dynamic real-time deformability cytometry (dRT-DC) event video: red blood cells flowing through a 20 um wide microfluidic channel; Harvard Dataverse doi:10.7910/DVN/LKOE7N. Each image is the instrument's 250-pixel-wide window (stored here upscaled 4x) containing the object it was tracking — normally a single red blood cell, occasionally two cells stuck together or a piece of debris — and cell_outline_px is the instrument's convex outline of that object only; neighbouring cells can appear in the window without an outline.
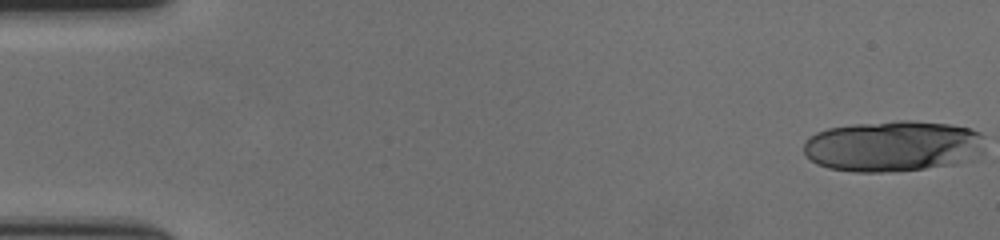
{"species": "human", "species_latin": "Homo sapiens", "temperature_condition": "cold", "stored_images_in_passage": 18, "camera_frame_rate_fps": 3000, "um_per_image_px": 0.085, "donor": {"sex": "female"}, "frame": {"image": 1, "passage_image": 1, "time_ms": 0.0, "image_size_px": [1000, 240], "cell_outline_px": [[984, 136], [964, 160], [956, 164], [892, 172], [852, 172], [828, 168], [816, 164], [804, 152], [804, 144], [816, 132], [828, 128], [856, 124], [896, 120], [912, 120], [952, 124], [972, 128], [980, 132]], "centroid_in_image_um": [75.78, 12.4], "position_along_channel_um": 9.2, "area_um2": 53.0}}
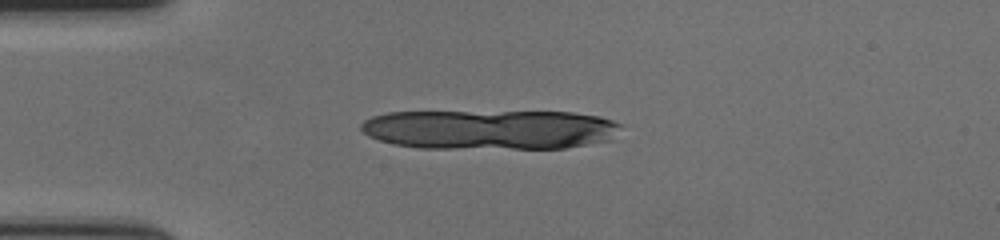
{"frame": {"image": 2, "passage_image": 15, "time_ms": 4.667, "image_size_px": [1000, 240], "cell_outline_px": [[620, 124], [608, 140], [564, 148], [420, 148], [392, 144], [368, 136], [360, 128], [360, 124], [364, 120], [372, 116], [388, 112], [572, 112], [600, 116], [612, 120]], "centroid_in_image_um": [41.56, 11.0], "position_along_channel_um": 43.4, "area_um2": 59.88}}